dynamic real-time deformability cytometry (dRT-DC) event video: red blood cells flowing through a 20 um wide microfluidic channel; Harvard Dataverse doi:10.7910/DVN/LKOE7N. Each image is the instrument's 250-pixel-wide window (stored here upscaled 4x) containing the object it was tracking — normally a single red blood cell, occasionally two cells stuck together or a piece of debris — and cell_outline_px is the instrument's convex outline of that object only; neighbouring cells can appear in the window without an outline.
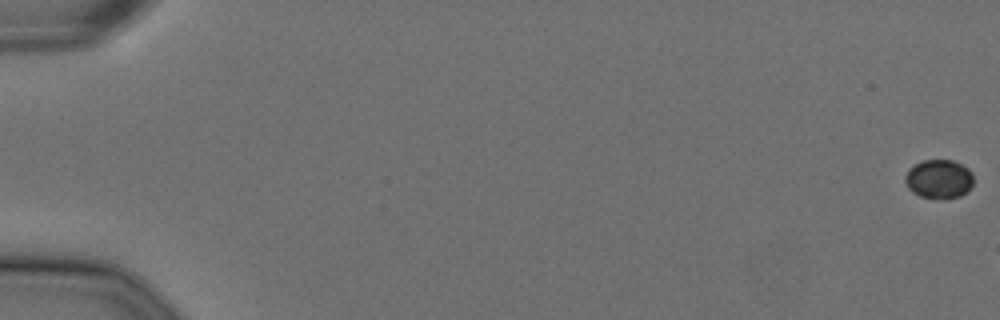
{"species": "Egyptian fruit bat (a non-hibernating species)", "species_latin": "Rousettus aegyptiacus", "temperature_condition": "cold", "stored_images_in_passage": 8, "camera_frame_rate_fps": 3000, "um_per_image_px": 0.085, "animal": {"sex": "female"}, "frame": {"image": 1, "passage_image": 1, "time_ms": 0.0, "image_size_px": [1000, 320], "cell_outline_px": [[972, 184], [968, 192], [960, 196], [944, 200], [920, 196], [912, 192], [908, 188], [904, 180], [904, 176], [908, 168], [924, 160], [952, 160], [968, 168], [972, 172]], "centroid_in_image_um": [79.79, 15.24], "position_along_channel_um": 5.2, "area_um2": 15.72}}